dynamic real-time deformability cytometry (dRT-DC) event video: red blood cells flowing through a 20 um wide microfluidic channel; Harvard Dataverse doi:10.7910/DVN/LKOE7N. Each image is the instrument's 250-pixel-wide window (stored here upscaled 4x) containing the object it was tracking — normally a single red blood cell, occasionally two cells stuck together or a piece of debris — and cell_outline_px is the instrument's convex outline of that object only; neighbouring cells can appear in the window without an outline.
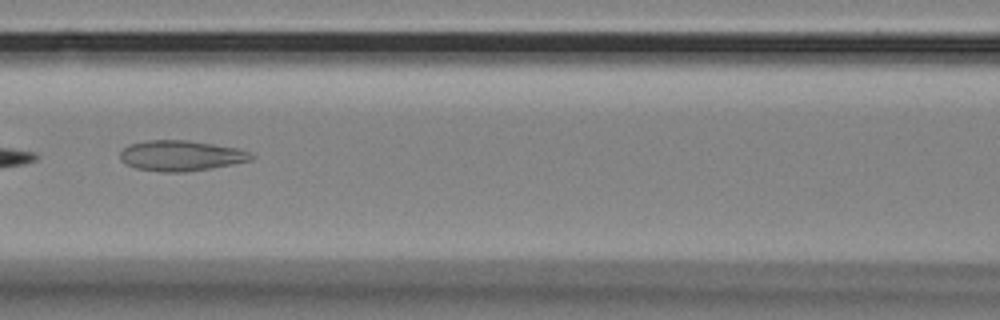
{"species": "Egyptian fruit bat (a non-hibernating species)", "species_latin": "Rousettus aegyptiacus", "temperature_condition": "room temperature", "stored_images_in_passage": 12, "camera_frame_rate_fps": 3000, "um_per_image_px": 0.085, "animal": {"sex": "female"}, "frame": {"image": 1, "passage_image": 4, "time_ms": 3.333, "image_size_px": [1000, 320], "cell_outline_px": [[252, 160], [232, 164], [184, 172], [164, 172], [136, 168], [120, 160], [120, 152], [128, 144], [148, 140], [188, 140], [236, 148], [248, 152], [252, 156]], "centroid_in_image_um": [15.33, 13.22], "position_along_channel_um": 151.3, "area_um2": 22.95}}
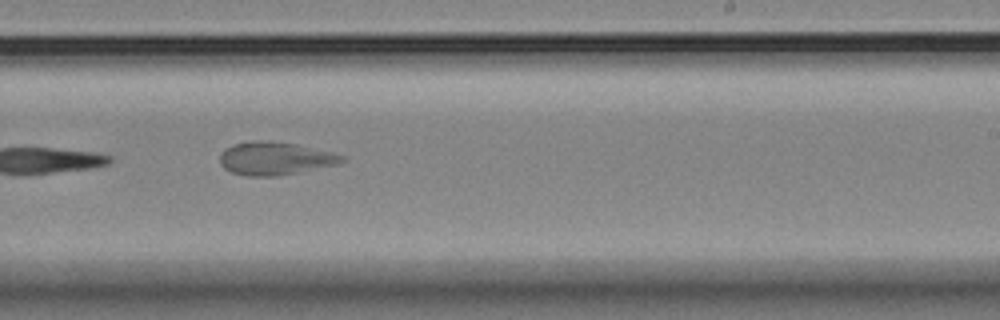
{"frame": {"image": 2, "passage_image": 7, "time_ms": 6.667, "image_size_px": [1000, 320], "cell_outline_px": [[344, 160], [336, 164], [276, 176], [248, 176], [232, 172], [224, 168], [220, 164], [220, 156], [224, 148], [236, 144], [296, 144], [332, 152], [344, 156]], "centroid_in_image_um": [23.38, 13.52], "position_along_channel_um": 265.6, "area_um2": 22.08}}
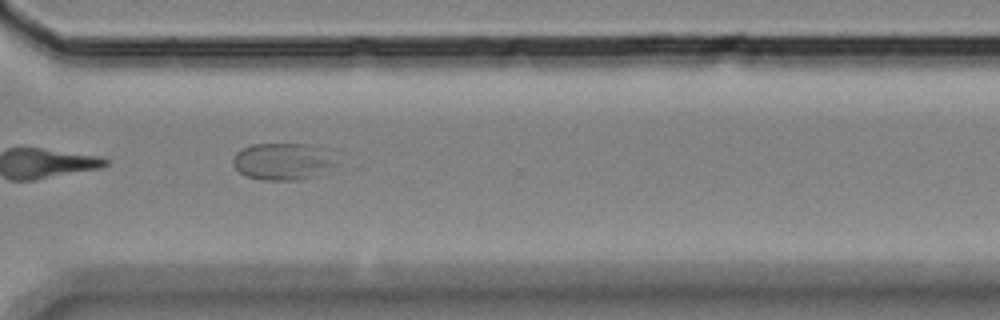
{"frame": {"image": 3, "passage_image": 9, "time_ms": 9.0, "image_size_px": [1000, 320], "cell_outline_px": [[336, 164], [316, 176], [300, 180], [264, 180], [248, 176], [240, 172], [232, 164], [232, 160], [236, 152], [252, 144], [308, 144], [320, 148]], "centroid_in_image_um": [23.96, 13.73], "position_along_channel_um": 346.6, "area_um2": 21.73}}